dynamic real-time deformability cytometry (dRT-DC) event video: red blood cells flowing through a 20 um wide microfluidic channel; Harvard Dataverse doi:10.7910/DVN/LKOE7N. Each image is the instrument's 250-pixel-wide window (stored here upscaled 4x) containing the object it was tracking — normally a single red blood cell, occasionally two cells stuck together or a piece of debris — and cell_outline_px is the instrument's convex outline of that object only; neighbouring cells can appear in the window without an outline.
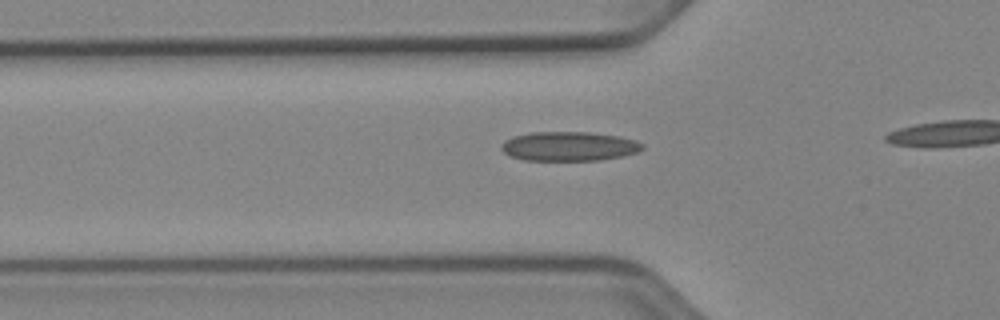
{"species": "Egyptian fruit bat (a non-hibernating species)", "species_latin": "Rousettus aegyptiacus", "temperature_condition": "cold", "stored_images_in_passage": 15, "camera_frame_rate_fps": 3000, "um_per_image_px": 0.085, "animal": {"sex": "female"}, "frame": {"image": 1, "passage_image": 3, "time_ms": 0.667, "image_size_px": [1000, 320], "cell_outline_px": [[644, 148], [636, 152], [624, 156], [600, 160], [524, 160], [512, 156], [504, 152], [500, 148], [500, 144], [504, 140], [512, 136], [532, 132], [588, 132], [620, 136], [636, 140], [644, 144]], "centroid_in_image_um": [48.37, 12.43], "position_along_channel_um": 77.4, "area_um2": 24.22}}
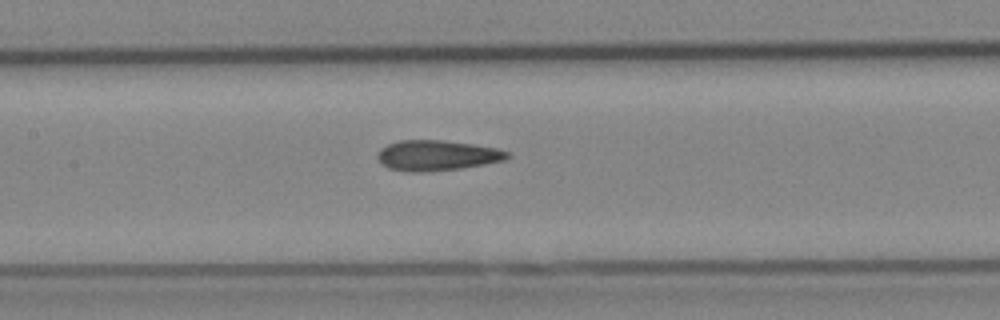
{"frame": {"image": 2, "passage_image": 10, "time_ms": 3.0, "image_size_px": [1000, 320], "cell_outline_px": [[512, 156], [504, 160], [484, 164], [460, 168], [424, 172], [404, 172], [388, 168], [380, 164], [376, 156], [380, 148], [388, 144], [400, 140], [444, 140], [472, 144], [496, 148], [508, 152]], "centroid_in_image_um": [37.09, 13.21], "position_along_channel_um": 170.3, "area_um2": 23.12}}
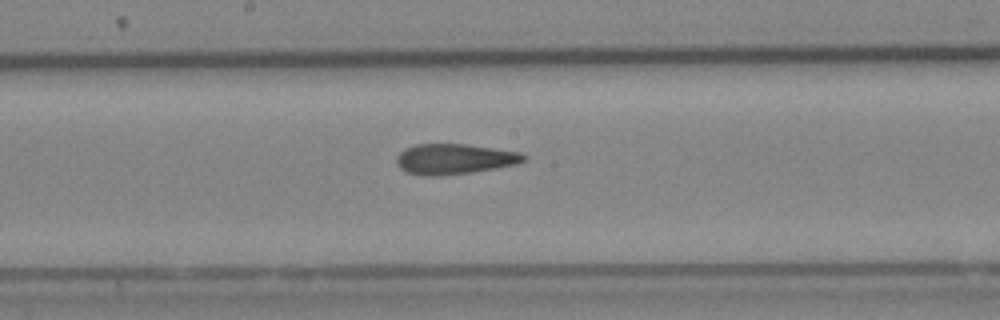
{"frame": {"image": 3, "passage_image": 13, "time_ms": 4.0, "image_size_px": [1000, 320], "cell_outline_px": [[528, 156], [524, 160], [516, 164], [496, 168], [472, 172], [436, 176], [424, 176], [408, 172], [400, 168], [396, 164], [396, 156], [404, 148], [416, 144], [464, 144], [520, 152]], "centroid_in_image_um": [38.59, 13.51], "position_along_channel_um": 209.6, "area_um2": 22.48}}